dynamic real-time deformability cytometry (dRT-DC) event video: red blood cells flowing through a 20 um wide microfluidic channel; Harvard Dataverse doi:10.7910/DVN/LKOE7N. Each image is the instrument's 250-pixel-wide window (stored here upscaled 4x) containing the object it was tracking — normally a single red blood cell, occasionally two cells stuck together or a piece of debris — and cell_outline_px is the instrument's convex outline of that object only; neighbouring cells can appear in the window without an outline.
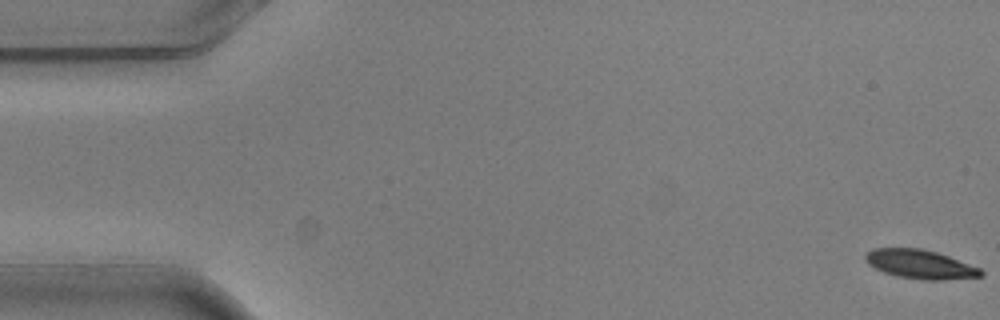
{"species": "common noctule bat (a hibernating species)", "species_latin": "Nyctalus noctula", "temperature_condition": "warm", "stored_images_in_passage": 4, "camera_frame_rate_fps": 3000, "um_per_image_px": 0.085, "animal": {"sex": "male", "body_mass_g": 20.5, "forearm_length_mm": 52.5}, "frame": {"image": 1, "passage_image": 1, "time_ms": 0.0, "image_size_px": [1000, 320], "cell_outline_px": [[984, 276], [944, 280], [920, 280], [896, 276], [884, 272], [868, 264], [864, 260], [864, 256], [872, 248], [920, 248], [936, 252], [948, 256], [980, 268], [984, 272]], "centroid_in_image_um": [78.21, 22.47], "position_along_channel_um": 6.8, "area_um2": 19.54}}
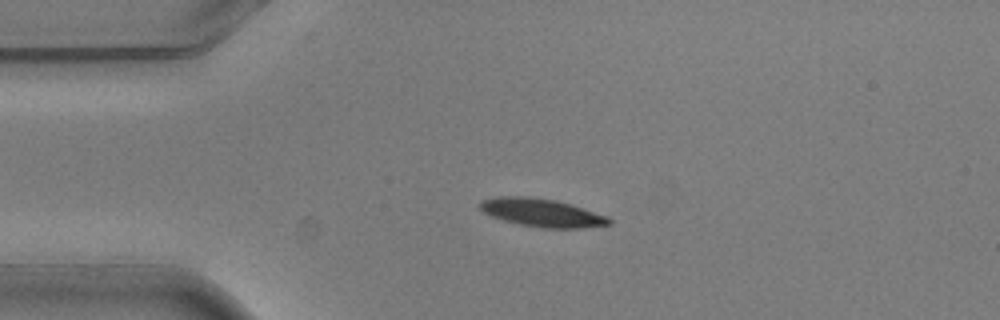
{"frame": {"image": 2, "passage_image": 4, "time_ms": 1.0, "image_size_px": [1000, 320], "cell_outline_px": [[612, 224], [580, 228], [544, 228], [520, 224], [504, 220], [492, 216], [484, 212], [480, 208], [480, 204], [484, 200], [500, 196], [528, 196], [556, 200], [572, 204], [608, 216], [612, 220]], "centroid_in_image_um": [46.12, 18.08], "position_along_channel_um": 38.9, "area_um2": 21.04}}